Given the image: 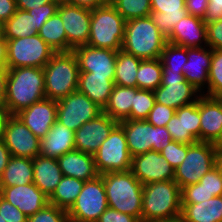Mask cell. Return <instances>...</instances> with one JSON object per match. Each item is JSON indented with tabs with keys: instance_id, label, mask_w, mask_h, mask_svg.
I'll return each instance as SVG.
<instances>
[{
	"instance_id": "obj_44",
	"label": "cell",
	"mask_w": 222,
	"mask_h": 222,
	"mask_svg": "<svg viewBox=\"0 0 222 222\" xmlns=\"http://www.w3.org/2000/svg\"><path fill=\"white\" fill-rule=\"evenodd\" d=\"M213 197L199 183L191 184L181 189V204H197Z\"/></svg>"
},
{
	"instance_id": "obj_24",
	"label": "cell",
	"mask_w": 222,
	"mask_h": 222,
	"mask_svg": "<svg viewBox=\"0 0 222 222\" xmlns=\"http://www.w3.org/2000/svg\"><path fill=\"white\" fill-rule=\"evenodd\" d=\"M150 18L166 37L170 35L175 25L187 16L185 0H150Z\"/></svg>"
},
{
	"instance_id": "obj_35",
	"label": "cell",
	"mask_w": 222,
	"mask_h": 222,
	"mask_svg": "<svg viewBox=\"0 0 222 222\" xmlns=\"http://www.w3.org/2000/svg\"><path fill=\"white\" fill-rule=\"evenodd\" d=\"M56 53L67 52V36L60 15L56 12L37 33Z\"/></svg>"
},
{
	"instance_id": "obj_51",
	"label": "cell",
	"mask_w": 222,
	"mask_h": 222,
	"mask_svg": "<svg viewBox=\"0 0 222 222\" xmlns=\"http://www.w3.org/2000/svg\"><path fill=\"white\" fill-rule=\"evenodd\" d=\"M166 128L173 141L184 143L182 118L177 113L167 123Z\"/></svg>"
},
{
	"instance_id": "obj_58",
	"label": "cell",
	"mask_w": 222,
	"mask_h": 222,
	"mask_svg": "<svg viewBox=\"0 0 222 222\" xmlns=\"http://www.w3.org/2000/svg\"><path fill=\"white\" fill-rule=\"evenodd\" d=\"M7 67H0V104H3L6 95Z\"/></svg>"
},
{
	"instance_id": "obj_38",
	"label": "cell",
	"mask_w": 222,
	"mask_h": 222,
	"mask_svg": "<svg viewBox=\"0 0 222 222\" xmlns=\"http://www.w3.org/2000/svg\"><path fill=\"white\" fill-rule=\"evenodd\" d=\"M125 21L148 17L151 13L150 0H110Z\"/></svg>"
},
{
	"instance_id": "obj_25",
	"label": "cell",
	"mask_w": 222,
	"mask_h": 222,
	"mask_svg": "<svg viewBox=\"0 0 222 222\" xmlns=\"http://www.w3.org/2000/svg\"><path fill=\"white\" fill-rule=\"evenodd\" d=\"M63 176L88 181L99 176L92 154L72 150L57 158Z\"/></svg>"
},
{
	"instance_id": "obj_45",
	"label": "cell",
	"mask_w": 222,
	"mask_h": 222,
	"mask_svg": "<svg viewBox=\"0 0 222 222\" xmlns=\"http://www.w3.org/2000/svg\"><path fill=\"white\" fill-rule=\"evenodd\" d=\"M201 187L206 189L210 195L222 196V173L220 169L215 166L207 172L198 182Z\"/></svg>"
},
{
	"instance_id": "obj_59",
	"label": "cell",
	"mask_w": 222,
	"mask_h": 222,
	"mask_svg": "<svg viewBox=\"0 0 222 222\" xmlns=\"http://www.w3.org/2000/svg\"><path fill=\"white\" fill-rule=\"evenodd\" d=\"M9 111L6 109L4 104H0V138L3 136V132L5 129V124L7 119L10 117Z\"/></svg>"
},
{
	"instance_id": "obj_47",
	"label": "cell",
	"mask_w": 222,
	"mask_h": 222,
	"mask_svg": "<svg viewBox=\"0 0 222 222\" xmlns=\"http://www.w3.org/2000/svg\"><path fill=\"white\" fill-rule=\"evenodd\" d=\"M57 8L58 4L51 2L38 8L27 10L34 17L37 33L41 26L57 12Z\"/></svg>"
},
{
	"instance_id": "obj_11",
	"label": "cell",
	"mask_w": 222,
	"mask_h": 222,
	"mask_svg": "<svg viewBox=\"0 0 222 222\" xmlns=\"http://www.w3.org/2000/svg\"><path fill=\"white\" fill-rule=\"evenodd\" d=\"M108 208L102 176L85 181L72 207L67 211L69 222H97Z\"/></svg>"
},
{
	"instance_id": "obj_60",
	"label": "cell",
	"mask_w": 222,
	"mask_h": 222,
	"mask_svg": "<svg viewBox=\"0 0 222 222\" xmlns=\"http://www.w3.org/2000/svg\"><path fill=\"white\" fill-rule=\"evenodd\" d=\"M0 67H7V41L0 40Z\"/></svg>"
},
{
	"instance_id": "obj_7",
	"label": "cell",
	"mask_w": 222,
	"mask_h": 222,
	"mask_svg": "<svg viewBox=\"0 0 222 222\" xmlns=\"http://www.w3.org/2000/svg\"><path fill=\"white\" fill-rule=\"evenodd\" d=\"M118 124L125 133L131 157L151 150L160 152L172 141L166 127L154 126L146 120L126 119Z\"/></svg>"
},
{
	"instance_id": "obj_61",
	"label": "cell",
	"mask_w": 222,
	"mask_h": 222,
	"mask_svg": "<svg viewBox=\"0 0 222 222\" xmlns=\"http://www.w3.org/2000/svg\"><path fill=\"white\" fill-rule=\"evenodd\" d=\"M216 166L222 173V143L216 145Z\"/></svg>"
},
{
	"instance_id": "obj_55",
	"label": "cell",
	"mask_w": 222,
	"mask_h": 222,
	"mask_svg": "<svg viewBox=\"0 0 222 222\" xmlns=\"http://www.w3.org/2000/svg\"><path fill=\"white\" fill-rule=\"evenodd\" d=\"M16 7L20 10H30L33 8H38L40 6L46 5L53 2V0H15Z\"/></svg>"
},
{
	"instance_id": "obj_52",
	"label": "cell",
	"mask_w": 222,
	"mask_h": 222,
	"mask_svg": "<svg viewBox=\"0 0 222 222\" xmlns=\"http://www.w3.org/2000/svg\"><path fill=\"white\" fill-rule=\"evenodd\" d=\"M185 8L188 14L204 20L208 8V0H185Z\"/></svg>"
},
{
	"instance_id": "obj_29",
	"label": "cell",
	"mask_w": 222,
	"mask_h": 222,
	"mask_svg": "<svg viewBox=\"0 0 222 222\" xmlns=\"http://www.w3.org/2000/svg\"><path fill=\"white\" fill-rule=\"evenodd\" d=\"M183 222H222V196L197 204H181Z\"/></svg>"
},
{
	"instance_id": "obj_46",
	"label": "cell",
	"mask_w": 222,
	"mask_h": 222,
	"mask_svg": "<svg viewBox=\"0 0 222 222\" xmlns=\"http://www.w3.org/2000/svg\"><path fill=\"white\" fill-rule=\"evenodd\" d=\"M175 113V109L155 102L146 121L154 126L166 127L167 123L171 120Z\"/></svg>"
},
{
	"instance_id": "obj_54",
	"label": "cell",
	"mask_w": 222,
	"mask_h": 222,
	"mask_svg": "<svg viewBox=\"0 0 222 222\" xmlns=\"http://www.w3.org/2000/svg\"><path fill=\"white\" fill-rule=\"evenodd\" d=\"M15 0H0V22L9 20L16 12Z\"/></svg>"
},
{
	"instance_id": "obj_37",
	"label": "cell",
	"mask_w": 222,
	"mask_h": 222,
	"mask_svg": "<svg viewBox=\"0 0 222 222\" xmlns=\"http://www.w3.org/2000/svg\"><path fill=\"white\" fill-rule=\"evenodd\" d=\"M136 79L138 89L156 90L162 81V62L160 58L141 60Z\"/></svg>"
},
{
	"instance_id": "obj_56",
	"label": "cell",
	"mask_w": 222,
	"mask_h": 222,
	"mask_svg": "<svg viewBox=\"0 0 222 222\" xmlns=\"http://www.w3.org/2000/svg\"><path fill=\"white\" fill-rule=\"evenodd\" d=\"M110 0H69V4L87 9H96L97 7L108 4Z\"/></svg>"
},
{
	"instance_id": "obj_36",
	"label": "cell",
	"mask_w": 222,
	"mask_h": 222,
	"mask_svg": "<svg viewBox=\"0 0 222 222\" xmlns=\"http://www.w3.org/2000/svg\"><path fill=\"white\" fill-rule=\"evenodd\" d=\"M176 113L182 118L184 143L193 144L200 141L199 98L196 102L177 109Z\"/></svg>"
},
{
	"instance_id": "obj_5",
	"label": "cell",
	"mask_w": 222,
	"mask_h": 222,
	"mask_svg": "<svg viewBox=\"0 0 222 222\" xmlns=\"http://www.w3.org/2000/svg\"><path fill=\"white\" fill-rule=\"evenodd\" d=\"M43 72L47 99L58 101L77 91L80 71L73 51L55 53Z\"/></svg>"
},
{
	"instance_id": "obj_63",
	"label": "cell",
	"mask_w": 222,
	"mask_h": 222,
	"mask_svg": "<svg viewBox=\"0 0 222 222\" xmlns=\"http://www.w3.org/2000/svg\"><path fill=\"white\" fill-rule=\"evenodd\" d=\"M0 40H4V30L2 22H0Z\"/></svg>"
},
{
	"instance_id": "obj_40",
	"label": "cell",
	"mask_w": 222,
	"mask_h": 222,
	"mask_svg": "<svg viewBox=\"0 0 222 222\" xmlns=\"http://www.w3.org/2000/svg\"><path fill=\"white\" fill-rule=\"evenodd\" d=\"M156 100L152 90L139 89L134 95L131 120H146Z\"/></svg>"
},
{
	"instance_id": "obj_65",
	"label": "cell",
	"mask_w": 222,
	"mask_h": 222,
	"mask_svg": "<svg viewBox=\"0 0 222 222\" xmlns=\"http://www.w3.org/2000/svg\"><path fill=\"white\" fill-rule=\"evenodd\" d=\"M217 100H218V102L221 104V106H222V92H220L219 94H217L216 96H214Z\"/></svg>"
},
{
	"instance_id": "obj_31",
	"label": "cell",
	"mask_w": 222,
	"mask_h": 222,
	"mask_svg": "<svg viewBox=\"0 0 222 222\" xmlns=\"http://www.w3.org/2000/svg\"><path fill=\"white\" fill-rule=\"evenodd\" d=\"M138 90V88L134 87L115 85L109 101L102 111L118 123L126 119H131V107L134 95Z\"/></svg>"
},
{
	"instance_id": "obj_2",
	"label": "cell",
	"mask_w": 222,
	"mask_h": 222,
	"mask_svg": "<svg viewBox=\"0 0 222 222\" xmlns=\"http://www.w3.org/2000/svg\"><path fill=\"white\" fill-rule=\"evenodd\" d=\"M108 207L142 222L143 184L131 170L102 174Z\"/></svg>"
},
{
	"instance_id": "obj_64",
	"label": "cell",
	"mask_w": 222,
	"mask_h": 222,
	"mask_svg": "<svg viewBox=\"0 0 222 222\" xmlns=\"http://www.w3.org/2000/svg\"><path fill=\"white\" fill-rule=\"evenodd\" d=\"M53 2L57 3L58 5H60V4H67V3H69V0H53Z\"/></svg>"
},
{
	"instance_id": "obj_66",
	"label": "cell",
	"mask_w": 222,
	"mask_h": 222,
	"mask_svg": "<svg viewBox=\"0 0 222 222\" xmlns=\"http://www.w3.org/2000/svg\"><path fill=\"white\" fill-rule=\"evenodd\" d=\"M0 222H6L2 216H0Z\"/></svg>"
},
{
	"instance_id": "obj_39",
	"label": "cell",
	"mask_w": 222,
	"mask_h": 222,
	"mask_svg": "<svg viewBox=\"0 0 222 222\" xmlns=\"http://www.w3.org/2000/svg\"><path fill=\"white\" fill-rule=\"evenodd\" d=\"M160 60L162 69L183 72L182 67L187 62V48L167 42L161 53Z\"/></svg>"
},
{
	"instance_id": "obj_20",
	"label": "cell",
	"mask_w": 222,
	"mask_h": 222,
	"mask_svg": "<svg viewBox=\"0 0 222 222\" xmlns=\"http://www.w3.org/2000/svg\"><path fill=\"white\" fill-rule=\"evenodd\" d=\"M0 196L27 217L34 215L49 203L47 196L34 183L0 187Z\"/></svg>"
},
{
	"instance_id": "obj_27",
	"label": "cell",
	"mask_w": 222,
	"mask_h": 222,
	"mask_svg": "<svg viewBox=\"0 0 222 222\" xmlns=\"http://www.w3.org/2000/svg\"><path fill=\"white\" fill-rule=\"evenodd\" d=\"M33 171V183L49 198L63 178L58 160L37 155L33 159Z\"/></svg>"
},
{
	"instance_id": "obj_28",
	"label": "cell",
	"mask_w": 222,
	"mask_h": 222,
	"mask_svg": "<svg viewBox=\"0 0 222 222\" xmlns=\"http://www.w3.org/2000/svg\"><path fill=\"white\" fill-rule=\"evenodd\" d=\"M115 86L108 76L94 75L91 72H79L78 91L85 94L102 110L107 105Z\"/></svg>"
},
{
	"instance_id": "obj_13",
	"label": "cell",
	"mask_w": 222,
	"mask_h": 222,
	"mask_svg": "<svg viewBox=\"0 0 222 222\" xmlns=\"http://www.w3.org/2000/svg\"><path fill=\"white\" fill-rule=\"evenodd\" d=\"M102 112L85 94L77 91L57 101L56 120L73 131Z\"/></svg>"
},
{
	"instance_id": "obj_12",
	"label": "cell",
	"mask_w": 222,
	"mask_h": 222,
	"mask_svg": "<svg viewBox=\"0 0 222 222\" xmlns=\"http://www.w3.org/2000/svg\"><path fill=\"white\" fill-rule=\"evenodd\" d=\"M153 92L157 103L175 110L196 102L202 95L184 79L183 72H174L170 69H162L161 85Z\"/></svg>"
},
{
	"instance_id": "obj_22",
	"label": "cell",
	"mask_w": 222,
	"mask_h": 222,
	"mask_svg": "<svg viewBox=\"0 0 222 222\" xmlns=\"http://www.w3.org/2000/svg\"><path fill=\"white\" fill-rule=\"evenodd\" d=\"M211 59L212 49L209 46L187 48V62L182 67L184 79L201 94L204 88H208Z\"/></svg>"
},
{
	"instance_id": "obj_50",
	"label": "cell",
	"mask_w": 222,
	"mask_h": 222,
	"mask_svg": "<svg viewBox=\"0 0 222 222\" xmlns=\"http://www.w3.org/2000/svg\"><path fill=\"white\" fill-rule=\"evenodd\" d=\"M97 222H140L136 217L121 213L108 207L99 217Z\"/></svg>"
},
{
	"instance_id": "obj_15",
	"label": "cell",
	"mask_w": 222,
	"mask_h": 222,
	"mask_svg": "<svg viewBox=\"0 0 222 222\" xmlns=\"http://www.w3.org/2000/svg\"><path fill=\"white\" fill-rule=\"evenodd\" d=\"M2 139L12 156L34 159L40 155V139L16 115L7 119Z\"/></svg>"
},
{
	"instance_id": "obj_41",
	"label": "cell",
	"mask_w": 222,
	"mask_h": 222,
	"mask_svg": "<svg viewBox=\"0 0 222 222\" xmlns=\"http://www.w3.org/2000/svg\"><path fill=\"white\" fill-rule=\"evenodd\" d=\"M208 73V90L207 93L203 91L202 95L214 97L222 92V49L212 50L211 67Z\"/></svg>"
},
{
	"instance_id": "obj_23",
	"label": "cell",
	"mask_w": 222,
	"mask_h": 222,
	"mask_svg": "<svg viewBox=\"0 0 222 222\" xmlns=\"http://www.w3.org/2000/svg\"><path fill=\"white\" fill-rule=\"evenodd\" d=\"M167 42L185 48L208 46L206 23L203 19L187 14L175 25L167 37Z\"/></svg>"
},
{
	"instance_id": "obj_19",
	"label": "cell",
	"mask_w": 222,
	"mask_h": 222,
	"mask_svg": "<svg viewBox=\"0 0 222 222\" xmlns=\"http://www.w3.org/2000/svg\"><path fill=\"white\" fill-rule=\"evenodd\" d=\"M16 116L41 139L56 122L57 101L45 98L20 111Z\"/></svg>"
},
{
	"instance_id": "obj_9",
	"label": "cell",
	"mask_w": 222,
	"mask_h": 222,
	"mask_svg": "<svg viewBox=\"0 0 222 222\" xmlns=\"http://www.w3.org/2000/svg\"><path fill=\"white\" fill-rule=\"evenodd\" d=\"M7 41V68H43L56 53L38 34Z\"/></svg>"
},
{
	"instance_id": "obj_4",
	"label": "cell",
	"mask_w": 222,
	"mask_h": 222,
	"mask_svg": "<svg viewBox=\"0 0 222 222\" xmlns=\"http://www.w3.org/2000/svg\"><path fill=\"white\" fill-rule=\"evenodd\" d=\"M181 189L174 180L143 185L142 222L181 216Z\"/></svg>"
},
{
	"instance_id": "obj_21",
	"label": "cell",
	"mask_w": 222,
	"mask_h": 222,
	"mask_svg": "<svg viewBox=\"0 0 222 222\" xmlns=\"http://www.w3.org/2000/svg\"><path fill=\"white\" fill-rule=\"evenodd\" d=\"M200 141L222 143V106L215 97H199Z\"/></svg>"
},
{
	"instance_id": "obj_62",
	"label": "cell",
	"mask_w": 222,
	"mask_h": 222,
	"mask_svg": "<svg viewBox=\"0 0 222 222\" xmlns=\"http://www.w3.org/2000/svg\"><path fill=\"white\" fill-rule=\"evenodd\" d=\"M152 222H183L181 216L173 218V219H163V220H155Z\"/></svg>"
},
{
	"instance_id": "obj_53",
	"label": "cell",
	"mask_w": 222,
	"mask_h": 222,
	"mask_svg": "<svg viewBox=\"0 0 222 222\" xmlns=\"http://www.w3.org/2000/svg\"><path fill=\"white\" fill-rule=\"evenodd\" d=\"M220 19H222V0H208L204 22L211 23Z\"/></svg>"
},
{
	"instance_id": "obj_49",
	"label": "cell",
	"mask_w": 222,
	"mask_h": 222,
	"mask_svg": "<svg viewBox=\"0 0 222 222\" xmlns=\"http://www.w3.org/2000/svg\"><path fill=\"white\" fill-rule=\"evenodd\" d=\"M207 42L212 50L222 49V19L206 23Z\"/></svg>"
},
{
	"instance_id": "obj_34",
	"label": "cell",
	"mask_w": 222,
	"mask_h": 222,
	"mask_svg": "<svg viewBox=\"0 0 222 222\" xmlns=\"http://www.w3.org/2000/svg\"><path fill=\"white\" fill-rule=\"evenodd\" d=\"M4 39L25 38L37 34L35 20L28 11L17 9L15 14L3 23Z\"/></svg>"
},
{
	"instance_id": "obj_42",
	"label": "cell",
	"mask_w": 222,
	"mask_h": 222,
	"mask_svg": "<svg viewBox=\"0 0 222 222\" xmlns=\"http://www.w3.org/2000/svg\"><path fill=\"white\" fill-rule=\"evenodd\" d=\"M27 222H69L67 211L48 203L34 215L27 217Z\"/></svg>"
},
{
	"instance_id": "obj_6",
	"label": "cell",
	"mask_w": 222,
	"mask_h": 222,
	"mask_svg": "<svg viewBox=\"0 0 222 222\" xmlns=\"http://www.w3.org/2000/svg\"><path fill=\"white\" fill-rule=\"evenodd\" d=\"M126 21L115 7L108 4L91 10L90 35L87 45L121 50Z\"/></svg>"
},
{
	"instance_id": "obj_18",
	"label": "cell",
	"mask_w": 222,
	"mask_h": 222,
	"mask_svg": "<svg viewBox=\"0 0 222 222\" xmlns=\"http://www.w3.org/2000/svg\"><path fill=\"white\" fill-rule=\"evenodd\" d=\"M131 172L143 184L157 181L174 180V169L168 161L156 151L132 157Z\"/></svg>"
},
{
	"instance_id": "obj_17",
	"label": "cell",
	"mask_w": 222,
	"mask_h": 222,
	"mask_svg": "<svg viewBox=\"0 0 222 222\" xmlns=\"http://www.w3.org/2000/svg\"><path fill=\"white\" fill-rule=\"evenodd\" d=\"M117 124L116 120L102 111L75 131V149L94 155Z\"/></svg>"
},
{
	"instance_id": "obj_33",
	"label": "cell",
	"mask_w": 222,
	"mask_h": 222,
	"mask_svg": "<svg viewBox=\"0 0 222 222\" xmlns=\"http://www.w3.org/2000/svg\"><path fill=\"white\" fill-rule=\"evenodd\" d=\"M85 181L63 176L60 183L48 198L50 204L68 211L79 196Z\"/></svg>"
},
{
	"instance_id": "obj_43",
	"label": "cell",
	"mask_w": 222,
	"mask_h": 222,
	"mask_svg": "<svg viewBox=\"0 0 222 222\" xmlns=\"http://www.w3.org/2000/svg\"><path fill=\"white\" fill-rule=\"evenodd\" d=\"M160 154L175 170L187 155V144L172 140L165 148L161 149Z\"/></svg>"
},
{
	"instance_id": "obj_30",
	"label": "cell",
	"mask_w": 222,
	"mask_h": 222,
	"mask_svg": "<svg viewBox=\"0 0 222 222\" xmlns=\"http://www.w3.org/2000/svg\"><path fill=\"white\" fill-rule=\"evenodd\" d=\"M33 159L11 156L2 176L0 187L23 186L33 183Z\"/></svg>"
},
{
	"instance_id": "obj_14",
	"label": "cell",
	"mask_w": 222,
	"mask_h": 222,
	"mask_svg": "<svg viewBox=\"0 0 222 222\" xmlns=\"http://www.w3.org/2000/svg\"><path fill=\"white\" fill-rule=\"evenodd\" d=\"M67 36V52L87 45L90 35L91 10L72 4H60L57 8Z\"/></svg>"
},
{
	"instance_id": "obj_10",
	"label": "cell",
	"mask_w": 222,
	"mask_h": 222,
	"mask_svg": "<svg viewBox=\"0 0 222 222\" xmlns=\"http://www.w3.org/2000/svg\"><path fill=\"white\" fill-rule=\"evenodd\" d=\"M93 157L99 175L131 169L132 157L125 133L119 124L112 129Z\"/></svg>"
},
{
	"instance_id": "obj_26",
	"label": "cell",
	"mask_w": 222,
	"mask_h": 222,
	"mask_svg": "<svg viewBox=\"0 0 222 222\" xmlns=\"http://www.w3.org/2000/svg\"><path fill=\"white\" fill-rule=\"evenodd\" d=\"M75 131L57 120L48 134L40 139V155L55 158L75 149Z\"/></svg>"
},
{
	"instance_id": "obj_3",
	"label": "cell",
	"mask_w": 222,
	"mask_h": 222,
	"mask_svg": "<svg viewBox=\"0 0 222 222\" xmlns=\"http://www.w3.org/2000/svg\"><path fill=\"white\" fill-rule=\"evenodd\" d=\"M167 44V37L150 16L126 21L122 50L141 60L158 59Z\"/></svg>"
},
{
	"instance_id": "obj_1",
	"label": "cell",
	"mask_w": 222,
	"mask_h": 222,
	"mask_svg": "<svg viewBox=\"0 0 222 222\" xmlns=\"http://www.w3.org/2000/svg\"><path fill=\"white\" fill-rule=\"evenodd\" d=\"M45 98L43 68H8L6 95L3 104L10 115H16Z\"/></svg>"
},
{
	"instance_id": "obj_16",
	"label": "cell",
	"mask_w": 222,
	"mask_h": 222,
	"mask_svg": "<svg viewBox=\"0 0 222 222\" xmlns=\"http://www.w3.org/2000/svg\"><path fill=\"white\" fill-rule=\"evenodd\" d=\"M72 51L76 55L80 72L108 76L114 81L117 51L89 45L76 47Z\"/></svg>"
},
{
	"instance_id": "obj_48",
	"label": "cell",
	"mask_w": 222,
	"mask_h": 222,
	"mask_svg": "<svg viewBox=\"0 0 222 222\" xmlns=\"http://www.w3.org/2000/svg\"><path fill=\"white\" fill-rule=\"evenodd\" d=\"M0 216L6 222H27V216L0 196Z\"/></svg>"
},
{
	"instance_id": "obj_32",
	"label": "cell",
	"mask_w": 222,
	"mask_h": 222,
	"mask_svg": "<svg viewBox=\"0 0 222 222\" xmlns=\"http://www.w3.org/2000/svg\"><path fill=\"white\" fill-rule=\"evenodd\" d=\"M140 62L141 59L134 55L129 54L122 49L118 50L114 78L115 85L137 88L136 75Z\"/></svg>"
},
{
	"instance_id": "obj_8",
	"label": "cell",
	"mask_w": 222,
	"mask_h": 222,
	"mask_svg": "<svg viewBox=\"0 0 222 222\" xmlns=\"http://www.w3.org/2000/svg\"><path fill=\"white\" fill-rule=\"evenodd\" d=\"M216 166V145L197 141L187 144V155L174 171V181L180 189L196 184Z\"/></svg>"
},
{
	"instance_id": "obj_57",
	"label": "cell",
	"mask_w": 222,
	"mask_h": 222,
	"mask_svg": "<svg viewBox=\"0 0 222 222\" xmlns=\"http://www.w3.org/2000/svg\"><path fill=\"white\" fill-rule=\"evenodd\" d=\"M11 154L3 142V139L0 138V177L2 176L10 158Z\"/></svg>"
}]
</instances>
